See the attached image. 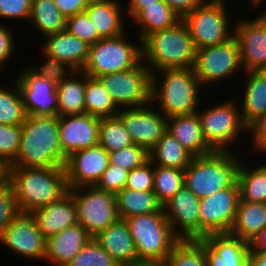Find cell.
I'll return each mask as SVG.
<instances>
[{"label":"cell","mask_w":266,"mask_h":266,"mask_svg":"<svg viewBox=\"0 0 266 266\" xmlns=\"http://www.w3.org/2000/svg\"><path fill=\"white\" fill-rule=\"evenodd\" d=\"M14 40L15 38L10 28L0 24V70L5 68L7 60L14 53L16 45Z\"/></svg>","instance_id":"obj_50"},{"label":"cell","mask_w":266,"mask_h":266,"mask_svg":"<svg viewBox=\"0 0 266 266\" xmlns=\"http://www.w3.org/2000/svg\"><path fill=\"white\" fill-rule=\"evenodd\" d=\"M238 160L232 151H214L193 157L184 170V186L199 199L228 188L237 180V169L241 162Z\"/></svg>","instance_id":"obj_5"},{"label":"cell","mask_w":266,"mask_h":266,"mask_svg":"<svg viewBox=\"0 0 266 266\" xmlns=\"http://www.w3.org/2000/svg\"><path fill=\"white\" fill-rule=\"evenodd\" d=\"M100 118L87 113L59 117V138L62 152H73L98 145Z\"/></svg>","instance_id":"obj_20"},{"label":"cell","mask_w":266,"mask_h":266,"mask_svg":"<svg viewBox=\"0 0 266 266\" xmlns=\"http://www.w3.org/2000/svg\"><path fill=\"white\" fill-rule=\"evenodd\" d=\"M31 215L46 238L78 223L77 207L69 191L58 200L34 210Z\"/></svg>","instance_id":"obj_22"},{"label":"cell","mask_w":266,"mask_h":266,"mask_svg":"<svg viewBox=\"0 0 266 266\" xmlns=\"http://www.w3.org/2000/svg\"><path fill=\"white\" fill-rule=\"evenodd\" d=\"M66 30L70 34L86 42L89 46L102 39L98 35L94 24L86 12L76 14L66 19Z\"/></svg>","instance_id":"obj_44"},{"label":"cell","mask_w":266,"mask_h":266,"mask_svg":"<svg viewBox=\"0 0 266 266\" xmlns=\"http://www.w3.org/2000/svg\"><path fill=\"white\" fill-rule=\"evenodd\" d=\"M57 8L68 19L85 12L90 0H53Z\"/></svg>","instance_id":"obj_52"},{"label":"cell","mask_w":266,"mask_h":266,"mask_svg":"<svg viewBox=\"0 0 266 266\" xmlns=\"http://www.w3.org/2000/svg\"><path fill=\"white\" fill-rule=\"evenodd\" d=\"M68 191L75 200L78 223L91 237H95L119 219L114 193L95 186L69 188Z\"/></svg>","instance_id":"obj_10"},{"label":"cell","mask_w":266,"mask_h":266,"mask_svg":"<svg viewBox=\"0 0 266 266\" xmlns=\"http://www.w3.org/2000/svg\"><path fill=\"white\" fill-rule=\"evenodd\" d=\"M242 70L239 45L232 37L227 42L196 50L194 73L204 87L220 82Z\"/></svg>","instance_id":"obj_12"},{"label":"cell","mask_w":266,"mask_h":266,"mask_svg":"<svg viewBox=\"0 0 266 266\" xmlns=\"http://www.w3.org/2000/svg\"><path fill=\"white\" fill-rule=\"evenodd\" d=\"M134 239L139 261L164 262L181 241L172 230L164 212L125 218Z\"/></svg>","instance_id":"obj_6"},{"label":"cell","mask_w":266,"mask_h":266,"mask_svg":"<svg viewBox=\"0 0 266 266\" xmlns=\"http://www.w3.org/2000/svg\"><path fill=\"white\" fill-rule=\"evenodd\" d=\"M151 106L154 105L121 108L117 113L133 144L144 147L148 152L167 130V117Z\"/></svg>","instance_id":"obj_14"},{"label":"cell","mask_w":266,"mask_h":266,"mask_svg":"<svg viewBox=\"0 0 266 266\" xmlns=\"http://www.w3.org/2000/svg\"><path fill=\"white\" fill-rule=\"evenodd\" d=\"M154 165L150 160L129 171L125 188L138 191H153Z\"/></svg>","instance_id":"obj_47"},{"label":"cell","mask_w":266,"mask_h":266,"mask_svg":"<svg viewBox=\"0 0 266 266\" xmlns=\"http://www.w3.org/2000/svg\"><path fill=\"white\" fill-rule=\"evenodd\" d=\"M122 266H166V264L164 262L139 261Z\"/></svg>","instance_id":"obj_57"},{"label":"cell","mask_w":266,"mask_h":266,"mask_svg":"<svg viewBox=\"0 0 266 266\" xmlns=\"http://www.w3.org/2000/svg\"><path fill=\"white\" fill-rule=\"evenodd\" d=\"M249 246V253H266V227L253 238Z\"/></svg>","instance_id":"obj_54"},{"label":"cell","mask_w":266,"mask_h":266,"mask_svg":"<svg viewBox=\"0 0 266 266\" xmlns=\"http://www.w3.org/2000/svg\"><path fill=\"white\" fill-rule=\"evenodd\" d=\"M239 198V185L236 180L230 187L200 199V239L210 234L231 231Z\"/></svg>","instance_id":"obj_13"},{"label":"cell","mask_w":266,"mask_h":266,"mask_svg":"<svg viewBox=\"0 0 266 266\" xmlns=\"http://www.w3.org/2000/svg\"><path fill=\"white\" fill-rule=\"evenodd\" d=\"M16 77L27 115L56 116L58 100L56 85L24 68Z\"/></svg>","instance_id":"obj_17"},{"label":"cell","mask_w":266,"mask_h":266,"mask_svg":"<svg viewBox=\"0 0 266 266\" xmlns=\"http://www.w3.org/2000/svg\"><path fill=\"white\" fill-rule=\"evenodd\" d=\"M181 143L169 132H165L156 145L149 151L153 165L185 170L193 159Z\"/></svg>","instance_id":"obj_32"},{"label":"cell","mask_w":266,"mask_h":266,"mask_svg":"<svg viewBox=\"0 0 266 266\" xmlns=\"http://www.w3.org/2000/svg\"><path fill=\"white\" fill-rule=\"evenodd\" d=\"M266 21V12L259 14Z\"/></svg>","instance_id":"obj_60"},{"label":"cell","mask_w":266,"mask_h":266,"mask_svg":"<svg viewBox=\"0 0 266 266\" xmlns=\"http://www.w3.org/2000/svg\"><path fill=\"white\" fill-rule=\"evenodd\" d=\"M86 113L98 117L107 118L117 116L119 108L110 94L97 78L86 74V88L84 94Z\"/></svg>","instance_id":"obj_36"},{"label":"cell","mask_w":266,"mask_h":266,"mask_svg":"<svg viewBox=\"0 0 266 266\" xmlns=\"http://www.w3.org/2000/svg\"><path fill=\"white\" fill-rule=\"evenodd\" d=\"M32 0H0V18L26 19L30 16Z\"/></svg>","instance_id":"obj_49"},{"label":"cell","mask_w":266,"mask_h":266,"mask_svg":"<svg viewBox=\"0 0 266 266\" xmlns=\"http://www.w3.org/2000/svg\"><path fill=\"white\" fill-rule=\"evenodd\" d=\"M43 57H45L44 60L46 61L44 62V64H42V66H39L37 68L35 67V65H32L30 69L39 77L48 79L56 86L63 82L74 71L67 64L58 61L57 59L51 58L45 54ZM65 66L67 67V70Z\"/></svg>","instance_id":"obj_46"},{"label":"cell","mask_w":266,"mask_h":266,"mask_svg":"<svg viewBox=\"0 0 266 266\" xmlns=\"http://www.w3.org/2000/svg\"><path fill=\"white\" fill-rule=\"evenodd\" d=\"M148 160L149 152L136 144L109 153L110 164L121 166L128 171L142 166Z\"/></svg>","instance_id":"obj_43"},{"label":"cell","mask_w":266,"mask_h":266,"mask_svg":"<svg viewBox=\"0 0 266 266\" xmlns=\"http://www.w3.org/2000/svg\"><path fill=\"white\" fill-rule=\"evenodd\" d=\"M21 127L19 152L8 167L65 166L68 157L60 146L58 115H28Z\"/></svg>","instance_id":"obj_1"},{"label":"cell","mask_w":266,"mask_h":266,"mask_svg":"<svg viewBox=\"0 0 266 266\" xmlns=\"http://www.w3.org/2000/svg\"><path fill=\"white\" fill-rule=\"evenodd\" d=\"M166 131L178 140L194 157L214 152L204 139L197 113L168 117Z\"/></svg>","instance_id":"obj_26"},{"label":"cell","mask_w":266,"mask_h":266,"mask_svg":"<svg viewBox=\"0 0 266 266\" xmlns=\"http://www.w3.org/2000/svg\"><path fill=\"white\" fill-rule=\"evenodd\" d=\"M266 227V203L238 200L235 222L231 231L233 236L251 242Z\"/></svg>","instance_id":"obj_29"},{"label":"cell","mask_w":266,"mask_h":266,"mask_svg":"<svg viewBox=\"0 0 266 266\" xmlns=\"http://www.w3.org/2000/svg\"><path fill=\"white\" fill-rule=\"evenodd\" d=\"M233 31L243 70L266 71V21L260 15L252 20H239Z\"/></svg>","instance_id":"obj_18"},{"label":"cell","mask_w":266,"mask_h":266,"mask_svg":"<svg viewBox=\"0 0 266 266\" xmlns=\"http://www.w3.org/2000/svg\"><path fill=\"white\" fill-rule=\"evenodd\" d=\"M45 38V43L40 49L42 54L67 64L74 71L83 69L90 47L86 42L67 30L46 35Z\"/></svg>","instance_id":"obj_23"},{"label":"cell","mask_w":266,"mask_h":266,"mask_svg":"<svg viewBox=\"0 0 266 266\" xmlns=\"http://www.w3.org/2000/svg\"><path fill=\"white\" fill-rule=\"evenodd\" d=\"M129 171L118 165L110 164L94 185L100 190L116 194L125 188Z\"/></svg>","instance_id":"obj_45"},{"label":"cell","mask_w":266,"mask_h":266,"mask_svg":"<svg viewBox=\"0 0 266 266\" xmlns=\"http://www.w3.org/2000/svg\"><path fill=\"white\" fill-rule=\"evenodd\" d=\"M0 242L20 256L44 261L46 237L29 213H19L2 231Z\"/></svg>","instance_id":"obj_15"},{"label":"cell","mask_w":266,"mask_h":266,"mask_svg":"<svg viewBox=\"0 0 266 266\" xmlns=\"http://www.w3.org/2000/svg\"><path fill=\"white\" fill-rule=\"evenodd\" d=\"M181 20V16L162 0L146 6L132 19L140 26V42L147 35L173 27Z\"/></svg>","instance_id":"obj_33"},{"label":"cell","mask_w":266,"mask_h":266,"mask_svg":"<svg viewBox=\"0 0 266 266\" xmlns=\"http://www.w3.org/2000/svg\"><path fill=\"white\" fill-rule=\"evenodd\" d=\"M199 204L200 199L183 186L163 205L165 217L180 240L200 239Z\"/></svg>","instance_id":"obj_16"},{"label":"cell","mask_w":266,"mask_h":266,"mask_svg":"<svg viewBox=\"0 0 266 266\" xmlns=\"http://www.w3.org/2000/svg\"><path fill=\"white\" fill-rule=\"evenodd\" d=\"M157 1L161 0H129L126 15L128 14V18L133 19L143 8L148 5L154 4Z\"/></svg>","instance_id":"obj_55"},{"label":"cell","mask_w":266,"mask_h":266,"mask_svg":"<svg viewBox=\"0 0 266 266\" xmlns=\"http://www.w3.org/2000/svg\"><path fill=\"white\" fill-rule=\"evenodd\" d=\"M28 20L43 37L66 30V18L53 0H32Z\"/></svg>","instance_id":"obj_34"},{"label":"cell","mask_w":266,"mask_h":266,"mask_svg":"<svg viewBox=\"0 0 266 266\" xmlns=\"http://www.w3.org/2000/svg\"><path fill=\"white\" fill-rule=\"evenodd\" d=\"M247 167L240 162L237 169L239 199L266 203V165H260L254 169Z\"/></svg>","instance_id":"obj_35"},{"label":"cell","mask_w":266,"mask_h":266,"mask_svg":"<svg viewBox=\"0 0 266 266\" xmlns=\"http://www.w3.org/2000/svg\"><path fill=\"white\" fill-rule=\"evenodd\" d=\"M246 76L240 110L244 123L250 127L266 113V71H246Z\"/></svg>","instance_id":"obj_28"},{"label":"cell","mask_w":266,"mask_h":266,"mask_svg":"<svg viewBox=\"0 0 266 266\" xmlns=\"http://www.w3.org/2000/svg\"><path fill=\"white\" fill-rule=\"evenodd\" d=\"M7 181L13 190L19 213L31 214L68 191L65 166L7 167Z\"/></svg>","instance_id":"obj_2"},{"label":"cell","mask_w":266,"mask_h":266,"mask_svg":"<svg viewBox=\"0 0 266 266\" xmlns=\"http://www.w3.org/2000/svg\"><path fill=\"white\" fill-rule=\"evenodd\" d=\"M236 104L234 99H231L197 111L204 139L214 151H231L230 145L237 141L240 132H249V127L244 123L241 110Z\"/></svg>","instance_id":"obj_9"},{"label":"cell","mask_w":266,"mask_h":266,"mask_svg":"<svg viewBox=\"0 0 266 266\" xmlns=\"http://www.w3.org/2000/svg\"><path fill=\"white\" fill-rule=\"evenodd\" d=\"M92 237L79 224L46 238L45 258L54 266H67Z\"/></svg>","instance_id":"obj_24"},{"label":"cell","mask_w":266,"mask_h":266,"mask_svg":"<svg viewBox=\"0 0 266 266\" xmlns=\"http://www.w3.org/2000/svg\"><path fill=\"white\" fill-rule=\"evenodd\" d=\"M206 255L207 266H246L249 242L230 233L210 234L195 240Z\"/></svg>","instance_id":"obj_21"},{"label":"cell","mask_w":266,"mask_h":266,"mask_svg":"<svg viewBox=\"0 0 266 266\" xmlns=\"http://www.w3.org/2000/svg\"><path fill=\"white\" fill-rule=\"evenodd\" d=\"M264 0H251V6L258 7L260 4L263 3Z\"/></svg>","instance_id":"obj_59"},{"label":"cell","mask_w":266,"mask_h":266,"mask_svg":"<svg viewBox=\"0 0 266 266\" xmlns=\"http://www.w3.org/2000/svg\"><path fill=\"white\" fill-rule=\"evenodd\" d=\"M224 3V0H204L182 17L196 50L223 44L234 37Z\"/></svg>","instance_id":"obj_8"},{"label":"cell","mask_w":266,"mask_h":266,"mask_svg":"<svg viewBox=\"0 0 266 266\" xmlns=\"http://www.w3.org/2000/svg\"><path fill=\"white\" fill-rule=\"evenodd\" d=\"M94 239L120 266L139 262L134 239L125 219H118Z\"/></svg>","instance_id":"obj_25"},{"label":"cell","mask_w":266,"mask_h":266,"mask_svg":"<svg viewBox=\"0 0 266 266\" xmlns=\"http://www.w3.org/2000/svg\"><path fill=\"white\" fill-rule=\"evenodd\" d=\"M101 38L125 33L124 16L118 0H90L85 10Z\"/></svg>","instance_id":"obj_27"},{"label":"cell","mask_w":266,"mask_h":266,"mask_svg":"<svg viewBox=\"0 0 266 266\" xmlns=\"http://www.w3.org/2000/svg\"><path fill=\"white\" fill-rule=\"evenodd\" d=\"M97 79L119 108H139L152 104V73L142 61L132 69Z\"/></svg>","instance_id":"obj_11"},{"label":"cell","mask_w":266,"mask_h":266,"mask_svg":"<svg viewBox=\"0 0 266 266\" xmlns=\"http://www.w3.org/2000/svg\"><path fill=\"white\" fill-rule=\"evenodd\" d=\"M184 186V170L154 165L153 192L164 205Z\"/></svg>","instance_id":"obj_38"},{"label":"cell","mask_w":266,"mask_h":266,"mask_svg":"<svg viewBox=\"0 0 266 266\" xmlns=\"http://www.w3.org/2000/svg\"><path fill=\"white\" fill-rule=\"evenodd\" d=\"M119 219L136 215L164 212L163 205L153 191H138L124 188L115 194Z\"/></svg>","instance_id":"obj_31"},{"label":"cell","mask_w":266,"mask_h":266,"mask_svg":"<svg viewBox=\"0 0 266 266\" xmlns=\"http://www.w3.org/2000/svg\"><path fill=\"white\" fill-rule=\"evenodd\" d=\"M181 18L198 7L204 0H162Z\"/></svg>","instance_id":"obj_53"},{"label":"cell","mask_w":266,"mask_h":266,"mask_svg":"<svg viewBox=\"0 0 266 266\" xmlns=\"http://www.w3.org/2000/svg\"><path fill=\"white\" fill-rule=\"evenodd\" d=\"M98 145L108 153L131 146L133 142L118 116L101 118L99 123Z\"/></svg>","instance_id":"obj_37"},{"label":"cell","mask_w":266,"mask_h":266,"mask_svg":"<svg viewBox=\"0 0 266 266\" xmlns=\"http://www.w3.org/2000/svg\"><path fill=\"white\" fill-rule=\"evenodd\" d=\"M249 133L253 134L254 151L266 153V113L258 118L250 127Z\"/></svg>","instance_id":"obj_51"},{"label":"cell","mask_w":266,"mask_h":266,"mask_svg":"<svg viewBox=\"0 0 266 266\" xmlns=\"http://www.w3.org/2000/svg\"><path fill=\"white\" fill-rule=\"evenodd\" d=\"M246 266H266V253H249Z\"/></svg>","instance_id":"obj_56"},{"label":"cell","mask_w":266,"mask_h":266,"mask_svg":"<svg viewBox=\"0 0 266 266\" xmlns=\"http://www.w3.org/2000/svg\"><path fill=\"white\" fill-rule=\"evenodd\" d=\"M7 180V167L0 161V185Z\"/></svg>","instance_id":"obj_58"},{"label":"cell","mask_w":266,"mask_h":266,"mask_svg":"<svg viewBox=\"0 0 266 266\" xmlns=\"http://www.w3.org/2000/svg\"><path fill=\"white\" fill-rule=\"evenodd\" d=\"M67 266H120L92 237Z\"/></svg>","instance_id":"obj_41"},{"label":"cell","mask_w":266,"mask_h":266,"mask_svg":"<svg viewBox=\"0 0 266 266\" xmlns=\"http://www.w3.org/2000/svg\"><path fill=\"white\" fill-rule=\"evenodd\" d=\"M159 73L163 76L158 83ZM202 85L193 68L164 69L152 73L151 103L157 105L165 117L191 115L198 111Z\"/></svg>","instance_id":"obj_4"},{"label":"cell","mask_w":266,"mask_h":266,"mask_svg":"<svg viewBox=\"0 0 266 266\" xmlns=\"http://www.w3.org/2000/svg\"><path fill=\"white\" fill-rule=\"evenodd\" d=\"M109 163V153L100 145L73 152L65 164L67 188L94 186Z\"/></svg>","instance_id":"obj_19"},{"label":"cell","mask_w":266,"mask_h":266,"mask_svg":"<svg viewBox=\"0 0 266 266\" xmlns=\"http://www.w3.org/2000/svg\"><path fill=\"white\" fill-rule=\"evenodd\" d=\"M123 33L113 38H102L89 47L87 61L81 71L97 78L136 67L142 61L141 42H129ZM128 40V41H127Z\"/></svg>","instance_id":"obj_7"},{"label":"cell","mask_w":266,"mask_h":266,"mask_svg":"<svg viewBox=\"0 0 266 266\" xmlns=\"http://www.w3.org/2000/svg\"><path fill=\"white\" fill-rule=\"evenodd\" d=\"M21 125L0 124V161L8 167L16 158L21 140Z\"/></svg>","instance_id":"obj_42"},{"label":"cell","mask_w":266,"mask_h":266,"mask_svg":"<svg viewBox=\"0 0 266 266\" xmlns=\"http://www.w3.org/2000/svg\"><path fill=\"white\" fill-rule=\"evenodd\" d=\"M76 76L80 77L76 79ZM85 88L86 74L81 70L73 71L69 78L56 86L59 117L86 113Z\"/></svg>","instance_id":"obj_30"},{"label":"cell","mask_w":266,"mask_h":266,"mask_svg":"<svg viewBox=\"0 0 266 266\" xmlns=\"http://www.w3.org/2000/svg\"><path fill=\"white\" fill-rule=\"evenodd\" d=\"M13 91L0 86V124L22 125L27 118L17 82Z\"/></svg>","instance_id":"obj_39"},{"label":"cell","mask_w":266,"mask_h":266,"mask_svg":"<svg viewBox=\"0 0 266 266\" xmlns=\"http://www.w3.org/2000/svg\"><path fill=\"white\" fill-rule=\"evenodd\" d=\"M19 214L11 185H0V236L4 228Z\"/></svg>","instance_id":"obj_48"},{"label":"cell","mask_w":266,"mask_h":266,"mask_svg":"<svg viewBox=\"0 0 266 266\" xmlns=\"http://www.w3.org/2000/svg\"><path fill=\"white\" fill-rule=\"evenodd\" d=\"M142 62L151 73L164 69L193 68L196 48L181 20L176 25L147 35L141 41Z\"/></svg>","instance_id":"obj_3"},{"label":"cell","mask_w":266,"mask_h":266,"mask_svg":"<svg viewBox=\"0 0 266 266\" xmlns=\"http://www.w3.org/2000/svg\"><path fill=\"white\" fill-rule=\"evenodd\" d=\"M164 263L166 266H207L203 248L195 240H181Z\"/></svg>","instance_id":"obj_40"}]
</instances>
